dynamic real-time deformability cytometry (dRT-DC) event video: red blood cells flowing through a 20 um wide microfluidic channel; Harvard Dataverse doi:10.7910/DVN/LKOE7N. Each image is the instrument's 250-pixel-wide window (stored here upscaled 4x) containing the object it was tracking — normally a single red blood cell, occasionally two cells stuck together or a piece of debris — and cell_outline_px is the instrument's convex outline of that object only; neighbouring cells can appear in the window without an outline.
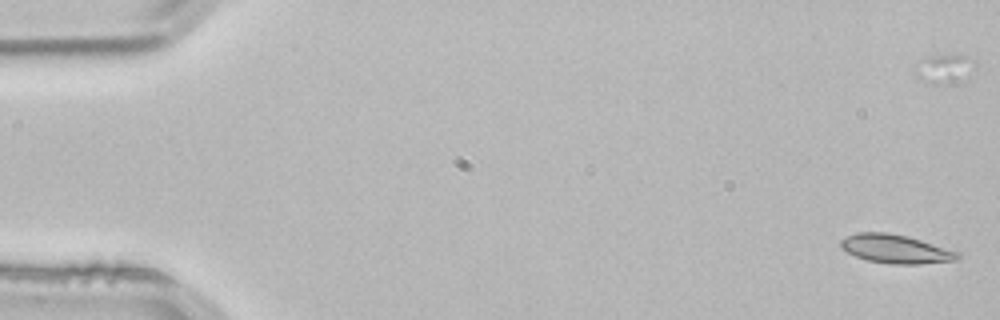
{"species": "common noctule bat (a hibernating species)", "species_latin": "Nyctalus noctula", "temperature_condition": "room temperature", "stored_images_in_passage": 55, "camera_frame_rate_fps": 3000, "um_per_image_px": 0.085, "animal": {"sex": "male", "body_mass_g": 21.5, "forearm_length_mm": 52.0}, "frame": {"image": 1, "passage_image": 2, "time_ms": 0.333, "image_size_px": [1000, 320], "cell_outline_px": [[960, 256], [956, 260], [920, 264], [892, 264], [868, 260], [856, 256], [840, 248], [840, 240], [856, 232], [888, 232], [908, 236], [960, 252]], "centroid_in_image_um": [76.13, 21.15], "position_along_channel_um": 8.9, "area_um2": 19.54}}
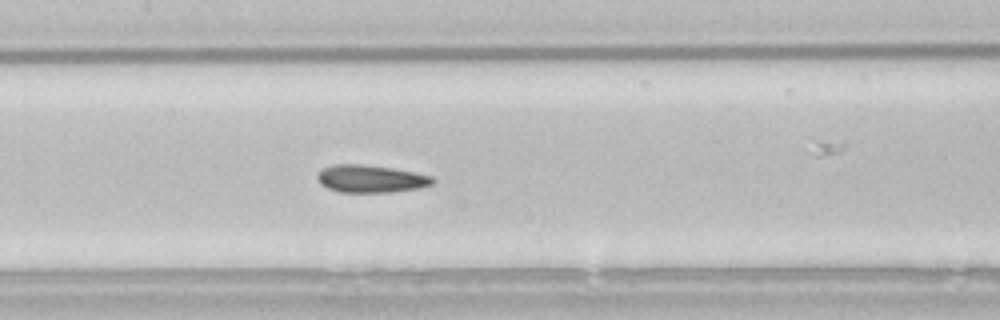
{"frame": {"image": 2, "passage_image": 26, "time_ms": 8.333, "image_size_px": [1000, 320], "cell_outline_px": [[436, 180], [432, 184], [420, 188], [392, 192], [340, 192], [328, 188], [320, 184], [316, 176], [324, 168], [332, 164], [364, 164], [392, 168], [432, 176]], "centroid_in_image_um": [31.52, 15.2], "position_along_channel_um": 175.9, "area_um2": 18.5}}
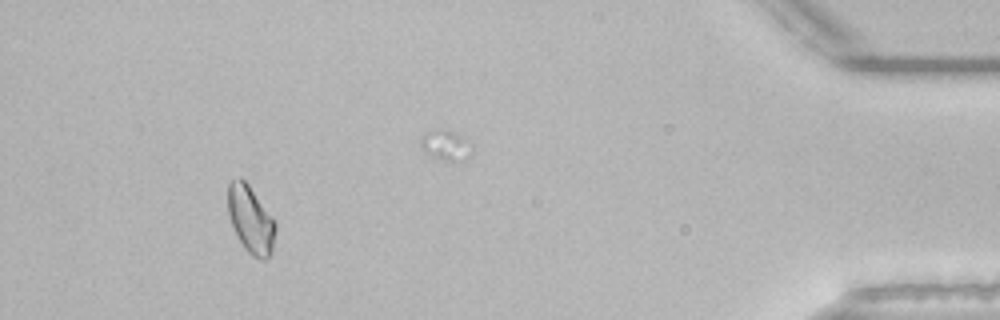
{"frame": {"image": 3, "passage_image": 50, "time_ms": 16.333, "image_size_px": [1000, 320], "cell_outline_px": [[276, 228], [272, 252], [264, 260], [260, 260], [252, 256], [244, 248], [232, 224], [228, 212], [228, 184], [232, 180], [240, 176], [248, 184], [276, 220]], "centroid_in_image_um": [21.33, 18.66], "position_along_channel_um": 413.9, "area_um2": 18.67}, "authors_computed_cell_mechanics": {"area_um2": 18.3804, "velocity_mm_per_s": 3.8181, "shape_relaxation_time_tau1_ms": null, "shape_relaxation_time_tau2_ms": 3.9281, "deformation_change_tau1": null, "deformation_change_tau2": 0.0805}}